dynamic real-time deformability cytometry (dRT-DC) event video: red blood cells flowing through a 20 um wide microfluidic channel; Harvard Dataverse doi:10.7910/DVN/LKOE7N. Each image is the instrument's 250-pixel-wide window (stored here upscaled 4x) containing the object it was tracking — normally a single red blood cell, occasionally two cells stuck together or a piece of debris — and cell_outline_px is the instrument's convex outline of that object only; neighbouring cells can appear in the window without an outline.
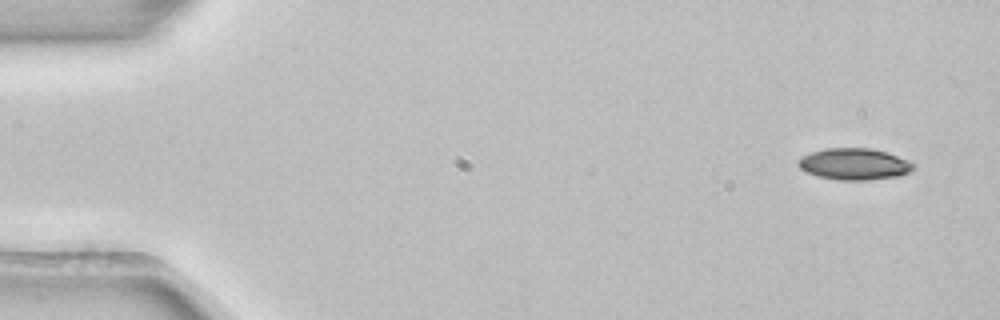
{"species": "common noctule bat (a hibernating species)", "species_latin": "Nyctalus noctula", "temperature_condition": "room temperature", "stored_images_in_passage": 7, "camera_frame_rate_fps": 3000, "um_per_image_px": 0.085, "animal": {"sex": "female", "body_mass_g": 22.7, "forearm_length_mm": 54.2}, "frame": {"image": 1, "passage_image": 1, "time_ms": 0.0, "image_size_px": [1000, 320], "cell_outline_px": [[916, 164], [908, 172], [900, 176], [868, 180], [836, 180], [816, 176], [804, 172], [796, 164], [796, 160], [800, 156], [824, 148], [872, 148], [888, 152], [908, 160]], "centroid_in_image_um": [72.56, 13.94], "position_along_channel_um": 12.4, "area_um2": 21.56}}
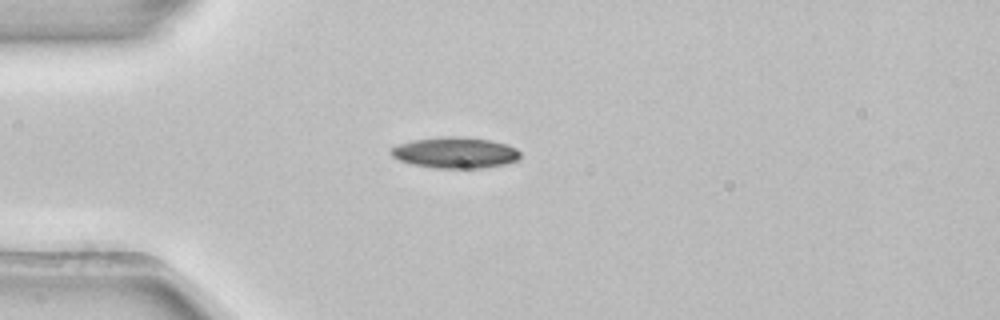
{"frame": {"image": 2, "passage_image": 4, "time_ms": 1.0, "image_size_px": [1000, 320], "cell_outline_px": [[520, 156], [516, 160], [504, 164], [484, 168], [436, 168], [412, 164], [400, 160], [392, 156], [388, 152], [392, 148], [400, 144], [412, 140], [444, 136], [464, 136], [492, 140], [508, 144], [516, 148], [520, 152]], "centroid_in_image_um": [38.71, 12.96], "position_along_channel_um": 46.3, "area_um2": 23.52}}